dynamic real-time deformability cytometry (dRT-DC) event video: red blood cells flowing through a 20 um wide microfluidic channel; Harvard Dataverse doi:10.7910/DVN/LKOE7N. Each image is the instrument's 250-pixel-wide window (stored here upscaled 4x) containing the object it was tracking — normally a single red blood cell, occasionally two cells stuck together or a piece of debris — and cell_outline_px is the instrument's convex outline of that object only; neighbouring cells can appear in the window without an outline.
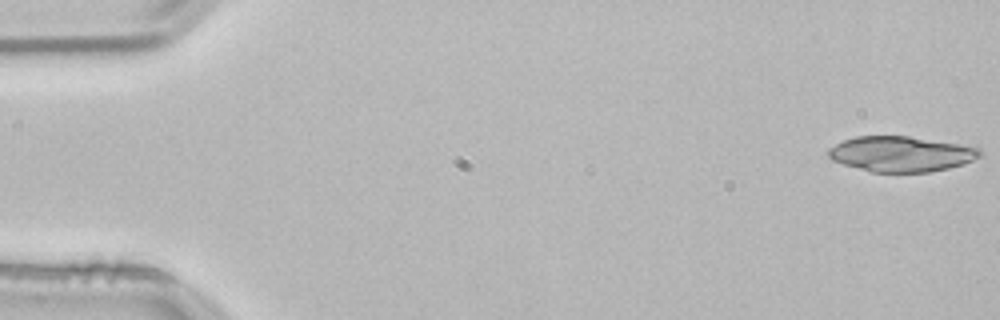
{"species": "common noctule bat (a hibernating species)", "species_latin": "Nyctalus noctula", "temperature_condition": "room temperature", "stored_images_in_passage": 34, "camera_frame_rate_fps": 3000, "um_per_image_px": 0.085, "animal": {"sex": "male", "body_mass_g": 21.5, "forearm_length_mm": 52.0}, "frame": {"image": 1, "passage_image": 1, "time_ms": 0.0, "image_size_px": [1000, 320], "cell_outline_px": [[980, 156], [964, 164], [948, 168], [928, 172], [872, 172], [844, 164], [832, 160], [828, 156], [828, 148], [844, 140], [856, 136], [908, 136], [980, 148]], "centroid_in_image_um": [76.56, 13.09], "position_along_channel_um": 8.4, "area_um2": 30.87}}